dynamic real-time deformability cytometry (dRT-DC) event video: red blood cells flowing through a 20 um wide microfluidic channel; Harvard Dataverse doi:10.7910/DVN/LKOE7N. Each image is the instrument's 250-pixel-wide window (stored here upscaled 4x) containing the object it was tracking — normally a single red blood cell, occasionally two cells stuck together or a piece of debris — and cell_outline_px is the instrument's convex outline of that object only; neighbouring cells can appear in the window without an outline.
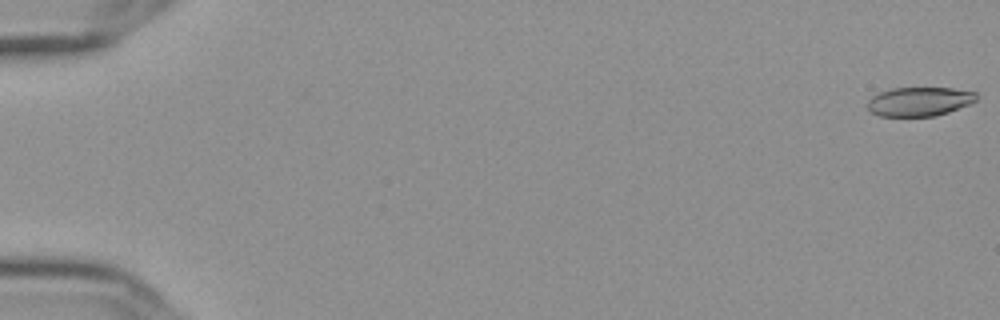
{"species": "Egyptian fruit bat (a non-hibernating species)", "species_latin": "Rousettus aegyptiacus", "temperature_condition": "cold", "stored_images_in_passage": 58, "camera_frame_rate_fps": 3000, "um_per_image_px": 0.085, "frame": {"image": 1, "passage_image": 1, "time_ms": 0.0, "image_size_px": [1000, 320], "cell_outline_px": [[976, 100], [968, 104], [948, 112], [936, 116], [880, 116], [872, 112], [868, 108], [868, 100], [872, 96], [880, 92], [892, 88], [952, 88], [976, 92]], "centroid_in_image_um": [78.13, 8.63], "position_along_channel_um": 6.9, "area_um2": 18.26}}
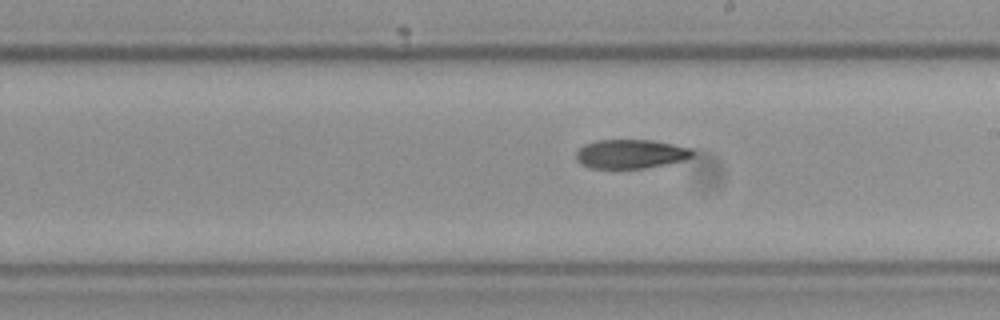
{"frame": {"image": 2, "passage_image": 34, "time_ms": 11.0, "image_size_px": [1000, 320], "cell_outline_px": [[696, 152], [692, 156], [684, 160], [644, 168], [592, 168], [580, 164], [576, 160], [576, 152], [584, 144], [596, 140], [652, 140], [692, 148]], "centroid_in_image_um": [53.6, 13.08], "position_along_channel_um": 235.4, "area_um2": 19.71}}
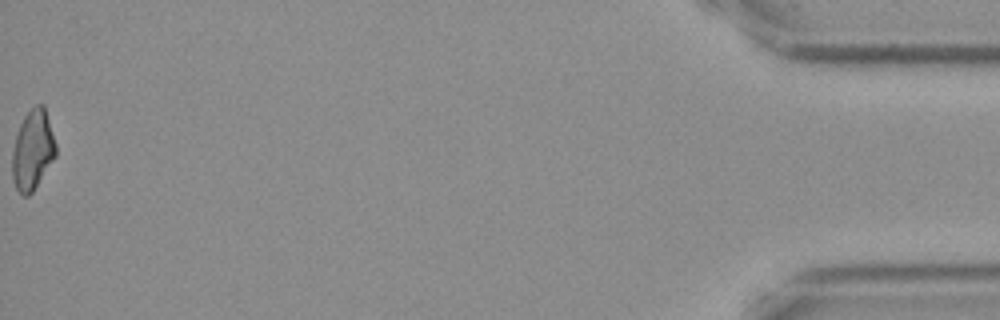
{"frame": {"image": 3, "passage_image": 58, "time_ms": 19.0, "image_size_px": [1000, 320], "cell_outline_px": [[56, 156], [32, 192], [28, 196], [24, 196], [16, 188], [12, 180], [12, 152], [16, 136], [20, 124], [24, 116], [36, 104], [44, 104], [56, 144]], "centroid_in_image_um": [2.78, 12.75], "position_along_channel_um": 432.4, "area_um2": 20.17}}